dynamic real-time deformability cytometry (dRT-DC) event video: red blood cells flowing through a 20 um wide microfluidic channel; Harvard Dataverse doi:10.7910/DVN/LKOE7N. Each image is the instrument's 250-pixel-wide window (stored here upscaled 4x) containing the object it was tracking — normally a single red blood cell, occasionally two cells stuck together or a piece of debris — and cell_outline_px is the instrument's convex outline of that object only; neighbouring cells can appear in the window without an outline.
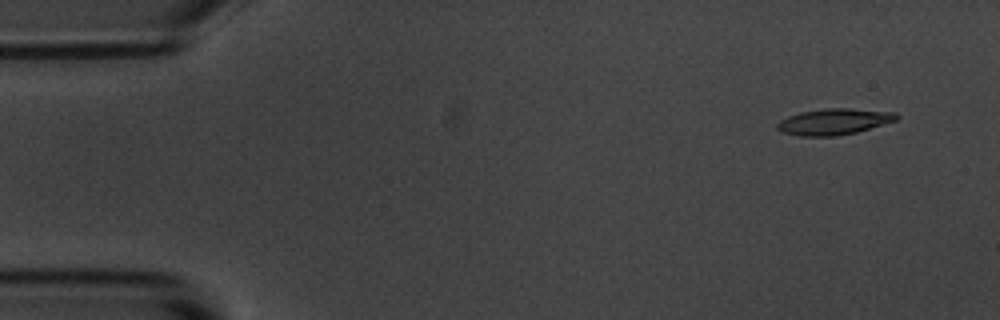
{"species": "common noctule bat (a hibernating species)", "species_latin": "Nyctalus noctula", "temperature_condition": "room temperature", "stored_images_in_passage": 5, "segment_of_instrument_passage": [1, 2], "camera_frame_rate_fps": 3000, "um_per_image_px": 0.085, "animal": {"sex": "male", "body_mass_g": 20.1, "forearm_length_mm": 53.5}, "frame": {"image": 1, "passage_image": 1, "time_ms": 0.0, "image_size_px": [1000, 320], "cell_outline_px": [[900, 116], [896, 120], [856, 132], [836, 136], [800, 136], [784, 132], [776, 128], [776, 124], [780, 120], [788, 116], [800, 112], [824, 108], [848, 108], [896, 112]], "centroid_in_image_um": [70.88, 10.33], "position_along_channel_um": 14.1, "area_um2": 18.09}}